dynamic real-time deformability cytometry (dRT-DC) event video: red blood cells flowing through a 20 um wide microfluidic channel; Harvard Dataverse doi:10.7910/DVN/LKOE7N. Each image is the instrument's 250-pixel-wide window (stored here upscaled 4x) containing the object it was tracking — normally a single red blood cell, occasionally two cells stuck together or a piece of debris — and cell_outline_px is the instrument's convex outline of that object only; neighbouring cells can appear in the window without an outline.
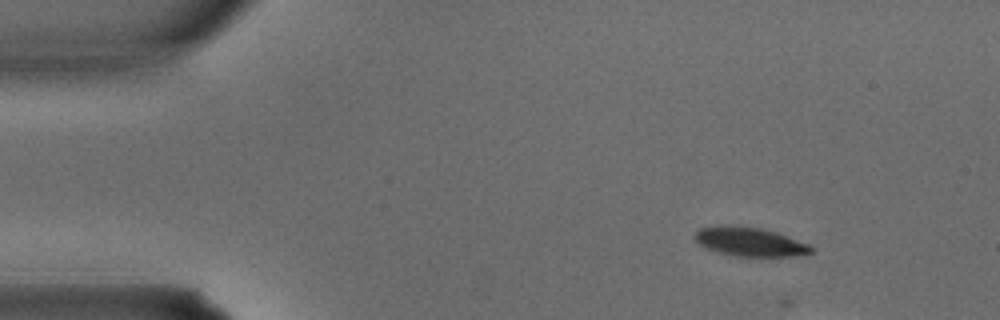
{"species": "common noctule bat (a hibernating species)", "species_latin": "Nyctalus noctula", "temperature_condition": "warm", "stored_images_in_passage": 4, "camera_frame_rate_fps": 3000, "um_per_image_px": 0.085, "animal": {"sex": "male", "body_mass_g": 15.6}, "frame": {"image": 1, "passage_image": 1, "time_ms": 0.0, "image_size_px": [1000, 320], "cell_outline_px": [[812, 252], [792, 256], [736, 256], [720, 252], [708, 248], [700, 244], [692, 236], [700, 228], [724, 224], [760, 228], [776, 232], [808, 244], [812, 248]], "centroid_in_image_um": [63.7, 20.53], "position_along_channel_um": 21.3, "area_um2": 19.31}}
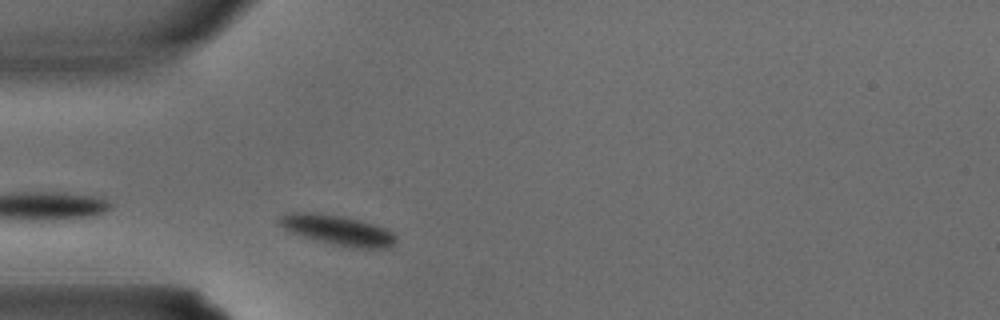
{"frame": {"image": 2, "passage_image": 4, "time_ms": 1.0, "image_size_px": [1000, 320], "cell_outline_px": [[396, 240], [388, 248], [364, 248], [340, 244], [300, 236], [284, 228], [276, 220], [280, 216], [288, 212], [308, 212], [344, 216], [360, 220], [388, 228], [396, 236]], "centroid_in_image_um": [28.7, 19.52], "position_along_channel_um": 56.3, "area_um2": 20.0}}